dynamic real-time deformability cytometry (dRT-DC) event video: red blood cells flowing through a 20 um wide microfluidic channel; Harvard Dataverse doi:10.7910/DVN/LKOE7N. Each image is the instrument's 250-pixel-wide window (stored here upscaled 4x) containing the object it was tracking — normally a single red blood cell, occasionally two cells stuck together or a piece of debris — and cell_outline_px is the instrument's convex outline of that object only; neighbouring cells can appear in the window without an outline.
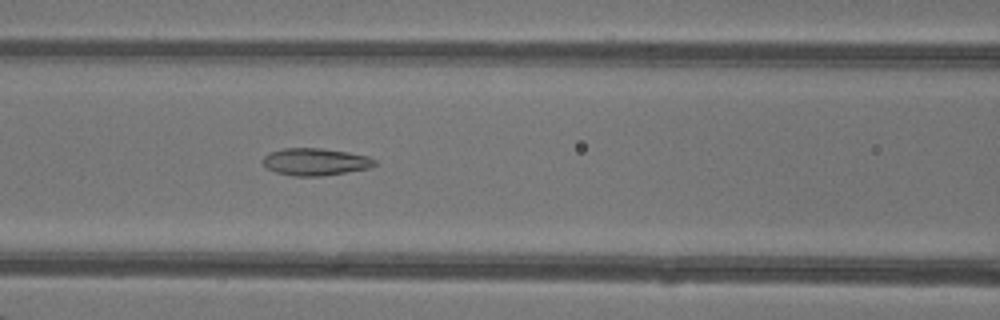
{"species": "common noctule bat (a hibernating species)", "species_latin": "Nyctalus noctula", "temperature_condition": "warm", "stored_images_in_passage": 34, "camera_frame_rate_fps": 3000, "um_per_image_px": 0.085, "animal": {"sex": "female"}, "frame": {"image": 1, "passage_image": 7, "time_ms": 2.0, "image_size_px": [1000, 320], "cell_outline_px": [[376, 164], [368, 168], [324, 176], [292, 176], [276, 172], [268, 168], [264, 164], [264, 156], [268, 152], [284, 148], [320, 148], [348, 152], [368, 156], [376, 160]], "centroid_in_image_um": [26.8, 13.75], "position_along_channel_um": 139.8, "area_um2": 17.69}}
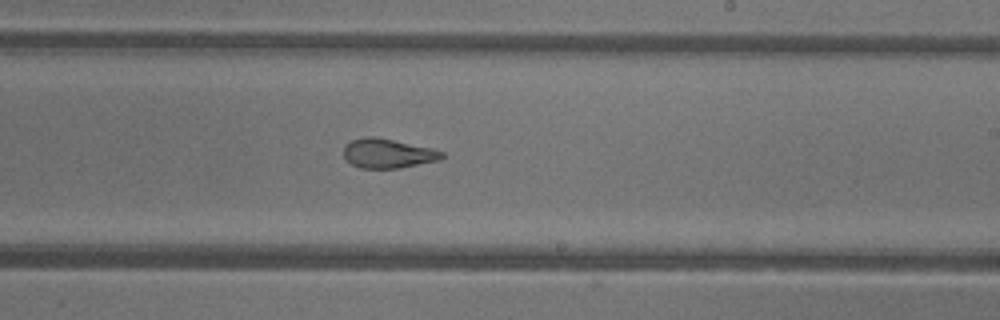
{"frame": {"image": 2, "passage_image": 15, "time_ms": 4.667, "image_size_px": [1000, 320], "cell_outline_px": [[444, 156], [440, 160], [400, 168], [360, 168], [352, 164], [344, 156], [344, 144], [352, 140], [364, 136], [376, 136], [432, 148], [444, 152]], "centroid_in_image_um": [32.97, 13.03], "position_along_channel_um": 256.0, "area_um2": 16.94}}
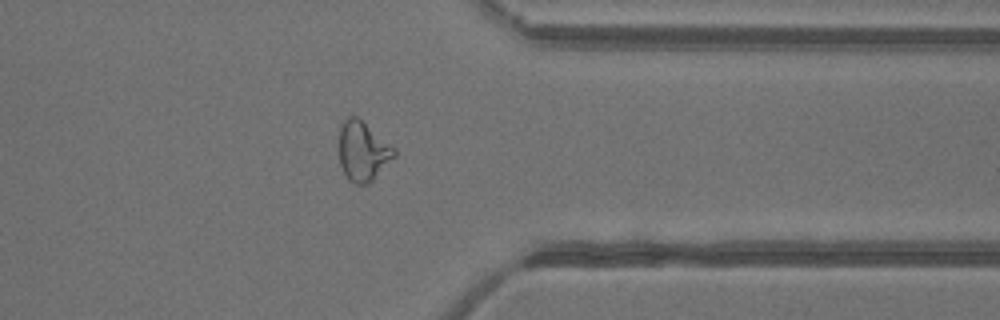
{"frame": {"image": 3, "passage_image": 24, "time_ms": 7.667, "image_size_px": [1000, 320], "cell_outline_px": [[396, 156], [368, 184], [356, 184], [348, 180], [340, 164], [340, 128], [344, 120], [348, 116], [356, 116], [396, 148]], "centroid_in_image_um": [30.86, 12.86], "position_along_channel_um": 380.5, "area_um2": 18.96}, "authors_computed_cell_mechanics": {"area_um2": 17.918, "velocity_mm_per_s": 4.3693, "shape_relaxation_time_tau1_ms": null, "shape_relaxation_time_tau2_ms": 1.569, "deformation_change_tau1": null, "deformation_change_tau2": 0.0923}}